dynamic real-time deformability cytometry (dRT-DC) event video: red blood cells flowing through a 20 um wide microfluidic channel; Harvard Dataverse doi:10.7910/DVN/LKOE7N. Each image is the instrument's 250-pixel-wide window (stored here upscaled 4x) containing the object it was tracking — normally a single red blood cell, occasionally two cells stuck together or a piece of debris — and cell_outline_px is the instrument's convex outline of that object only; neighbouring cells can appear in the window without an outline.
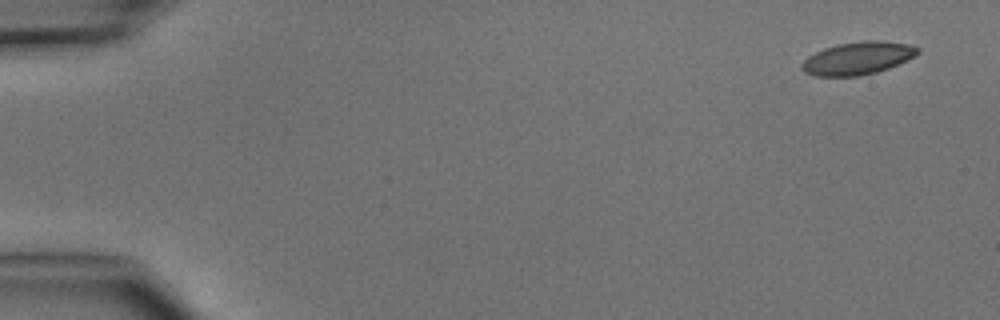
{"species": "common noctule bat (a hibernating species)", "species_latin": "Nyctalus noctula", "temperature_condition": "cold", "stored_images_in_passage": 5, "camera_frame_rate_fps": 3000, "um_per_image_px": 0.085, "animal": {"sex": "male", "body_mass_g": 15.6}, "frame": {"image": 1, "passage_image": 1, "time_ms": 0.0, "image_size_px": [1000, 320], "cell_outline_px": [[920, 52], [916, 56], [888, 68], [876, 72], [856, 76], [816, 76], [804, 72], [800, 68], [800, 64], [808, 56], [824, 48], [836, 44], [860, 40], [884, 40], [908, 44], [920, 48]], "centroid_in_image_um": [72.91, 4.93], "position_along_channel_um": 12.1, "area_um2": 22.31}}
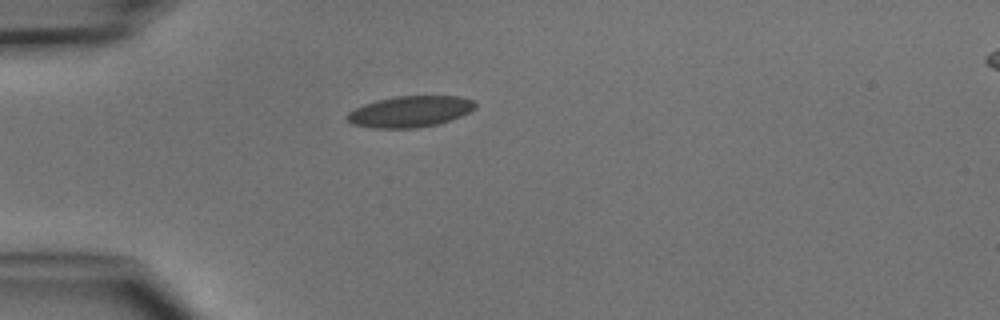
{"frame": {"image": 2, "passage_image": 4, "time_ms": 3.667, "image_size_px": [1000, 320], "cell_outline_px": [[476, 108], [452, 120], [440, 124], [416, 128], [372, 128], [352, 124], [344, 116], [348, 112], [364, 104], [376, 100], [396, 96], [460, 96], [472, 100], [476, 104]], "centroid_in_image_um": [34.85, 9.49], "position_along_channel_um": 50.2, "area_um2": 23.41}}